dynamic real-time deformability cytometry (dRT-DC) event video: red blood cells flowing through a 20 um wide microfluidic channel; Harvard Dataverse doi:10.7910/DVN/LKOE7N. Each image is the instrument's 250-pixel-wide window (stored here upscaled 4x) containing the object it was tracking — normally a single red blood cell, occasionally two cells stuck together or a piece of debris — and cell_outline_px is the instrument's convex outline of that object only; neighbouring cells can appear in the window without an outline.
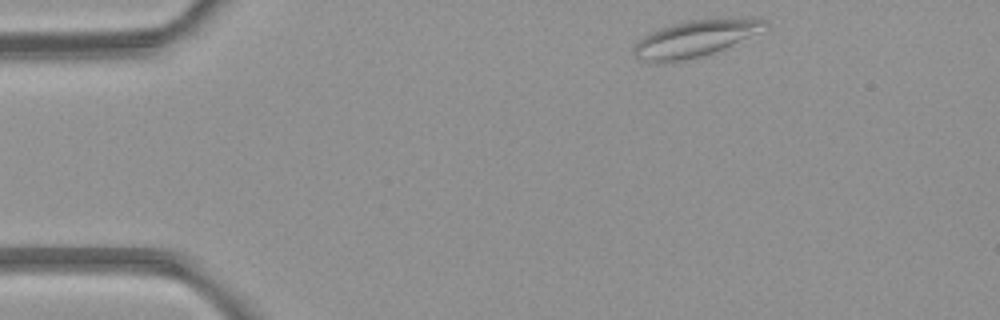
{"species": "common noctule bat (a hibernating species)", "species_latin": "Nyctalus noctula", "temperature_condition": "room temperature", "stored_images_in_passage": 3, "camera_frame_rate_fps": 3000, "um_per_image_px": 0.085, "animal": {"sex": "female", "body_mass_g": 21.9}, "frame": {"image": 1, "passage_image": 1, "time_ms": 0.0, "image_size_px": [1000, 320], "cell_outline_px": [[768, 28], [724, 48], [704, 56], [664, 64], [648, 64], [640, 60], [632, 52], [632, 48], [648, 32], [672, 24], [688, 20], [716, 16], [756, 16], [768, 20]], "centroid_in_image_um": [59.14, 3.24], "position_along_channel_um": 25.9, "area_um2": 29.3}}